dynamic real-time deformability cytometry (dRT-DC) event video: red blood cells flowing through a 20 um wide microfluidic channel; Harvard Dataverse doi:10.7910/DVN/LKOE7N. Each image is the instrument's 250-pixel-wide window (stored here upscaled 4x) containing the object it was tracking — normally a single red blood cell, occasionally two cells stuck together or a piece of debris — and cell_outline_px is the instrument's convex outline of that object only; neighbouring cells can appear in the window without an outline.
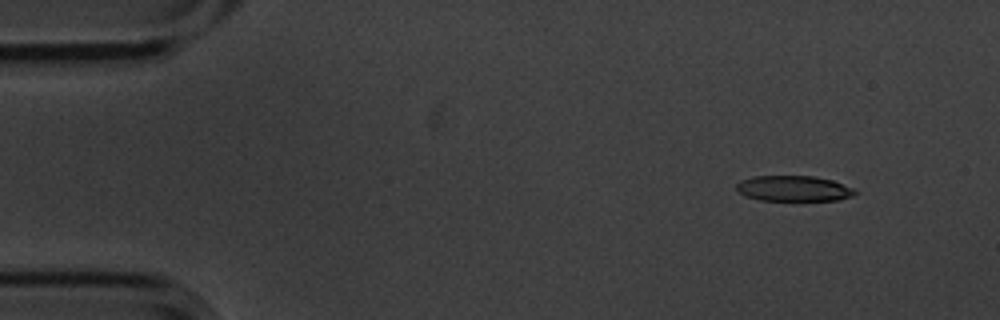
{"species": "common noctule bat (a hibernating species)", "species_latin": "Nyctalus noctula", "temperature_condition": "cold", "stored_images_in_passage": 5, "camera_frame_rate_fps": 3000, "um_per_image_px": 0.085, "animal": {"sex": "male", "body_mass_g": 20.1, "forearm_length_mm": 53.5}, "frame": {"image": 1, "passage_image": 1, "time_ms": 0.0, "image_size_px": [1000, 320], "cell_outline_px": [[856, 192], [852, 196], [840, 200], [760, 200], [744, 196], [736, 188], [736, 184], [740, 180], [752, 176], [812, 176], [832, 180], [852, 188]], "centroid_in_image_um": [67.42, 16.02], "position_along_channel_um": 17.6, "area_um2": 17.57}}
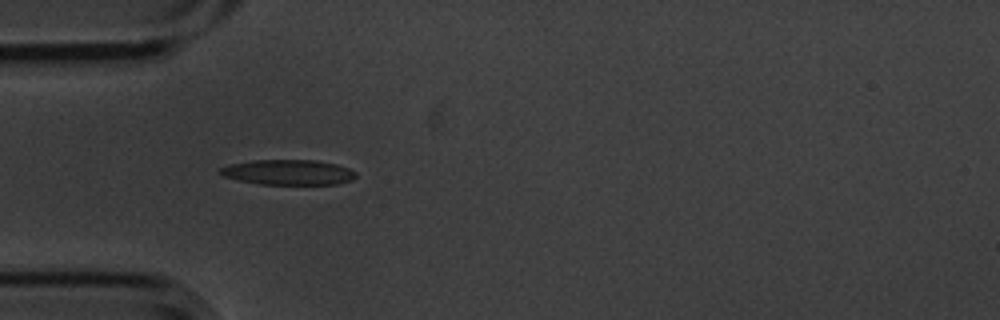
{"frame": {"image": 2, "passage_image": 4, "time_ms": 1.0, "image_size_px": [1000, 320], "cell_outline_px": [[356, 176], [352, 180], [336, 184], [260, 184], [240, 180], [224, 176], [216, 172], [220, 168], [228, 164], [252, 160], [316, 160], [336, 164], [348, 168], [356, 172]], "centroid_in_image_um": [24.48, 14.63], "position_along_channel_um": 60.5, "area_um2": 19.94}}
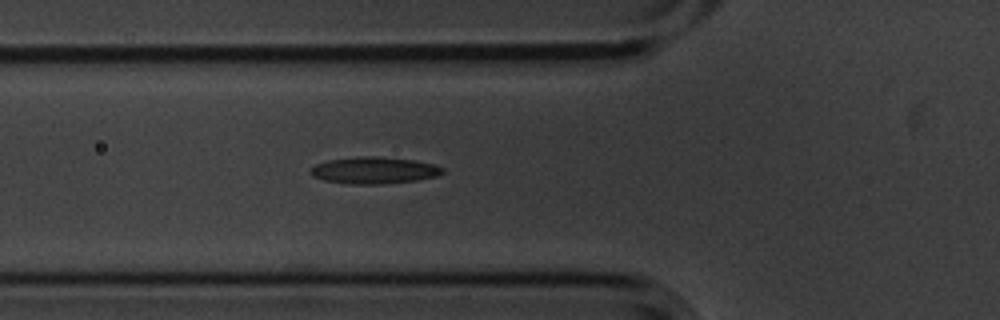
{"frame": {"image": 3, "passage_image": 5, "time_ms": 1.333, "image_size_px": [1000, 320], "cell_outline_px": [[444, 172], [436, 176], [416, 180], [380, 184], [348, 184], [324, 180], [312, 176], [308, 172], [316, 164], [328, 160], [356, 156], [376, 156], [412, 160], [432, 164], [444, 168]], "centroid_in_image_um": [31.75, 14.48], "position_along_channel_um": 94.0, "area_um2": 20.52}}